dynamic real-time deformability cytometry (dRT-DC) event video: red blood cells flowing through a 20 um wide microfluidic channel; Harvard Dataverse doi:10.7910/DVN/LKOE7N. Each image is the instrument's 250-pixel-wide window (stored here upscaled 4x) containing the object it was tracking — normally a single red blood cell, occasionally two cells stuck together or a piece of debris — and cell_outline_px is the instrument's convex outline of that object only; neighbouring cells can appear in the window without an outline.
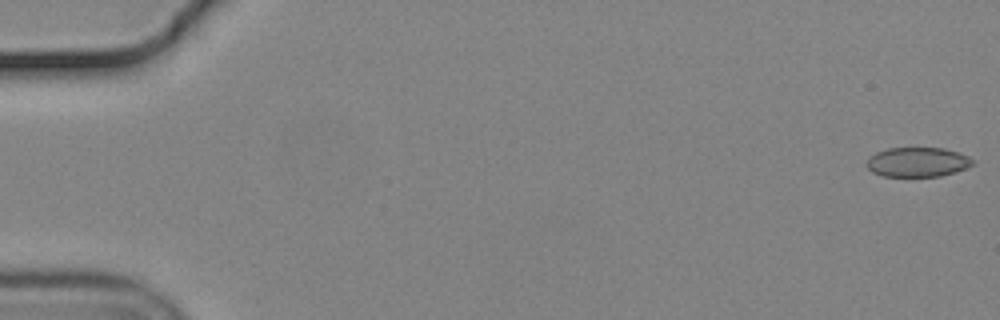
{"species": "common noctule bat (a hibernating species)", "species_latin": "Nyctalus noctula", "temperature_condition": "cold", "stored_images_in_passage": 40, "camera_frame_rate_fps": 3000, "um_per_image_px": 0.085, "animal": {"sex": "male", "body_mass_g": 19.2, "forearm_length_mm": 51.8}, "frame": {"image": 1, "passage_image": 1, "time_ms": 0.0, "image_size_px": [1000, 320], "cell_outline_px": [[976, 164], [968, 168], [956, 172], [940, 176], [884, 176], [872, 172], [864, 164], [876, 152], [888, 148], [944, 148], [968, 156], [976, 160]], "centroid_in_image_um": [78.04, 13.78], "position_along_channel_um": 7.0, "area_um2": 18.38}}